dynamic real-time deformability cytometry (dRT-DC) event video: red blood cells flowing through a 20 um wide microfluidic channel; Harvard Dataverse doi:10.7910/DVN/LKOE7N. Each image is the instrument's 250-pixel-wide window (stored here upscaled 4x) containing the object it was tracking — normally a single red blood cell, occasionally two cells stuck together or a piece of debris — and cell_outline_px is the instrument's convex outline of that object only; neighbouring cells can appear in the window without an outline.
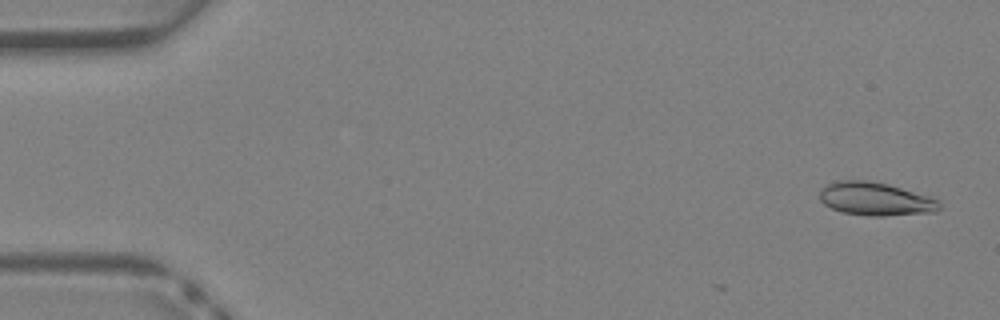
{"species": "Egyptian fruit bat (a non-hibernating species)", "species_latin": "Rousettus aegyptiacus", "temperature_condition": "warm", "stored_images_in_passage": 2, "camera_frame_rate_fps": 3000, "um_per_image_px": 0.085, "animal": {"sex": "female"}, "frame": {"image": 1, "passage_image": 2, "time_ms": 0.333, "image_size_px": [1000, 320], "cell_outline_px": [[940, 208], [936, 212], [884, 216], [868, 216], [844, 212], [832, 208], [824, 204], [820, 200], [820, 188], [836, 180], [868, 180], [888, 184], [936, 196], [940, 200]], "centroid_in_image_um": [74.49, 16.9], "position_along_channel_um": 10.5, "area_um2": 23.7}}